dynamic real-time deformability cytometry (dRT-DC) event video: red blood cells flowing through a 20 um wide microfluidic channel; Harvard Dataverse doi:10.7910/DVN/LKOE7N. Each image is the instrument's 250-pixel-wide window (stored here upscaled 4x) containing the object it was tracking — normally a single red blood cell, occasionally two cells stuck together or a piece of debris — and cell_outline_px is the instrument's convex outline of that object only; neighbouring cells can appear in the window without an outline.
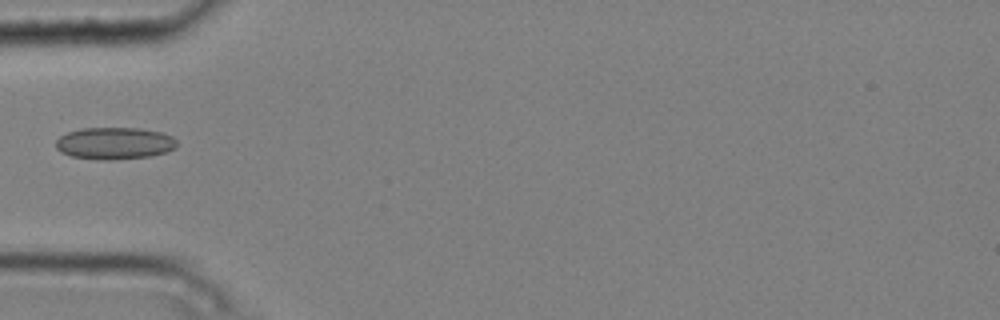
{"species": "common noctule bat (a hibernating species)", "species_latin": "Nyctalus noctula", "temperature_condition": "cold", "stored_images_in_passage": 6, "camera_frame_rate_fps": 3000, "um_per_image_px": 0.085, "animal": {"sex": "male", "body_mass_g": 20.4}, "frame": {"image": 1, "passage_image": 6, "time_ms": 1.667, "image_size_px": [1000, 320], "cell_outline_px": [[176, 148], [152, 156], [112, 160], [100, 160], [72, 156], [60, 152], [56, 148], [56, 140], [60, 136], [68, 132], [80, 128], [140, 128], [164, 132], [172, 136], [176, 140]], "centroid_in_image_um": [9.74, 12.17], "position_along_channel_um": 75.3, "area_um2": 22.77}}